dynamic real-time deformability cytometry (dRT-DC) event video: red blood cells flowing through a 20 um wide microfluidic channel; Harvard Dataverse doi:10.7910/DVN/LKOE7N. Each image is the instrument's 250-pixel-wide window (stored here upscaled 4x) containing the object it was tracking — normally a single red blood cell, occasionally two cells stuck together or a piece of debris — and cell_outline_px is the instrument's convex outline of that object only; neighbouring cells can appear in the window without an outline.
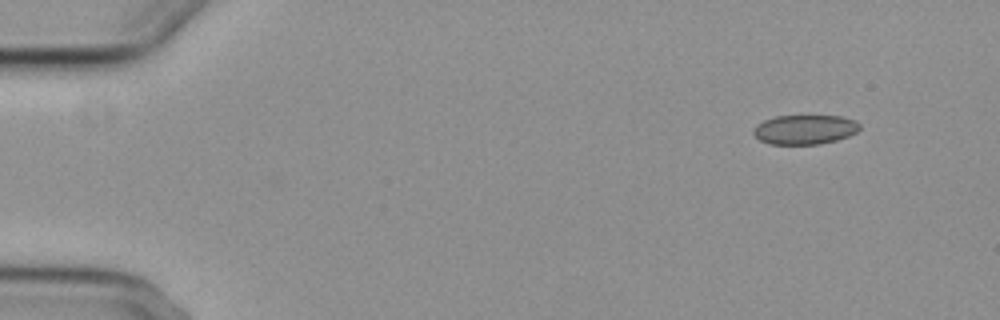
{"species": "common noctule bat (a hibernating species)", "species_latin": "Nyctalus noctula", "temperature_condition": "cold", "stored_images_in_passage": 52, "camera_frame_rate_fps": 3000, "um_per_image_px": 0.085, "animal": {"sex": "female", "body_mass_g": 29.2, "forearm_length_mm": 56.3}, "frame": {"image": 1, "passage_image": 1, "time_ms": 0.0, "image_size_px": [1000, 320], "cell_outline_px": [[860, 128], [856, 132], [848, 136], [836, 140], [820, 144], [768, 144], [760, 140], [752, 132], [756, 124], [764, 120], [776, 116], [840, 116], [856, 120], [860, 124]], "centroid_in_image_um": [68.4, 11.01], "position_along_channel_um": 16.6, "area_um2": 18.26}}
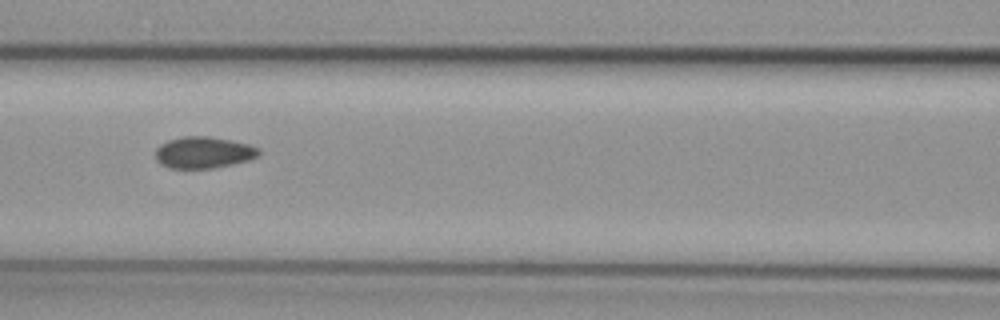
{"frame": {"image": 2, "passage_image": 21, "time_ms": 6.667, "image_size_px": [1000, 320], "cell_outline_px": [[260, 152], [256, 156], [248, 160], [232, 164], [212, 168], [168, 168], [160, 164], [156, 160], [156, 148], [160, 144], [168, 140], [184, 136], [208, 136], [232, 140], [248, 144], [260, 148]], "centroid_in_image_um": [17.28, 12.95], "position_along_channel_um": 149.3, "area_um2": 19.02}}
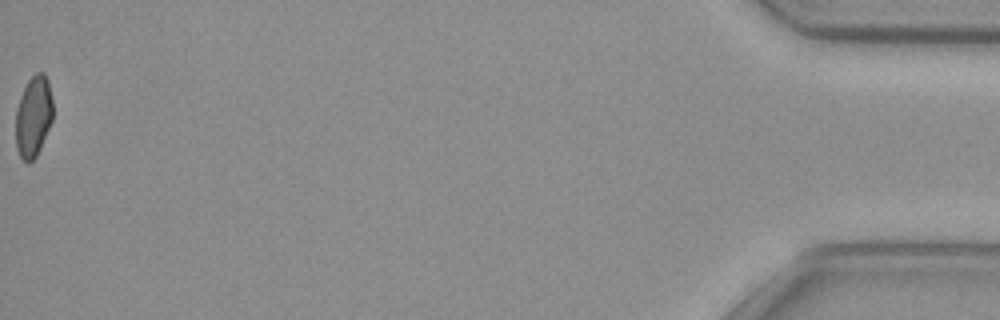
{"frame": {"image": 3, "passage_image": 52, "time_ms": 17.0, "image_size_px": [1000, 320], "cell_outline_px": [[52, 120], [40, 148], [36, 156], [28, 164], [20, 156], [16, 148], [16, 108], [20, 96], [28, 80], [36, 72], [44, 72], [48, 80], [52, 100]], "centroid_in_image_um": [2.83, 9.88], "position_along_channel_um": 432.4, "area_um2": 17.51}, "authors_computed_cell_mechanics": {"area_um2": 18.7561, "velocity_mm_per_s": 3.717, "shape_relaxation_time_tau1_ms": null, "shape_relaxation_time_tau2_ms": 9.749, "deformation_change_tau1": null, "deformation_change_tau2": 0.1094}}